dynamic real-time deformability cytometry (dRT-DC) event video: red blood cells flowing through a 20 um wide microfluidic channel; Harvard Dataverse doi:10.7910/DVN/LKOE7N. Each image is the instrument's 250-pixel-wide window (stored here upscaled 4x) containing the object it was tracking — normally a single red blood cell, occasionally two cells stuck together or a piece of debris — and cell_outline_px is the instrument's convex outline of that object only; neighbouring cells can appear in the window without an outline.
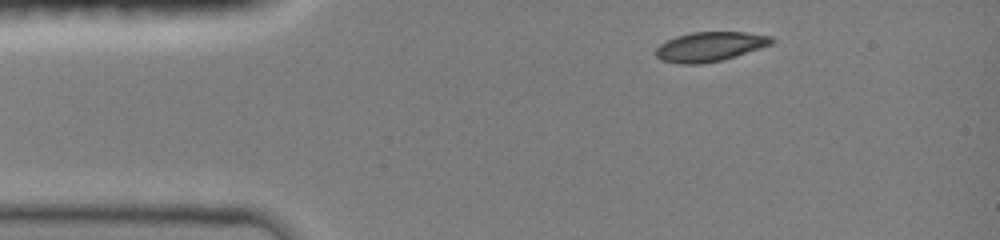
{"species": "common noctule bat (a hibernating species)", "species_latin": "Nyctalus noctula", "temperature_condition": "room temperature", "stored_images_in_passage": 30, "camera_frame_rate_fps": 3000, "um_per_image_px": 0.085, "animal": {"sex": "female", "body_mass_g": 19.0, "forearm_length_mm": 51.5}, "frame": {"image": 1, "passage_image": 1, "time_ms": 0.0, "image_size_px": [1000, 240], "cell_outline_px": [[776, 40], [772, 44], [720, 60], [700, 64], [680, 64], [660, 60], [656, 56], [656, 48], [660, 44], [676, 36], [692, 32], [744, 32], [772, 36]], "centroid_in_image_um": [60.32, 3.96], "position_along_channel_um": 24.7, "area_um2": 19.71}}
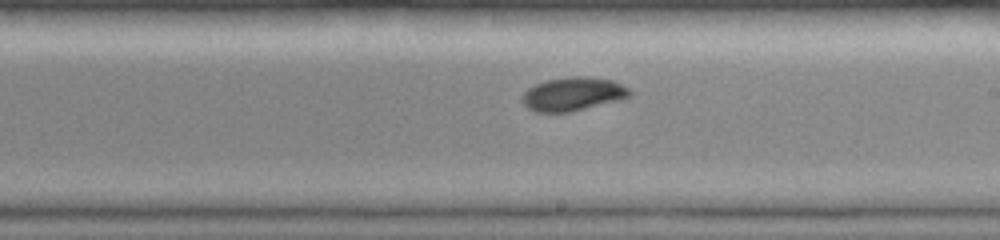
{"frame": {"image": 2, "passage_image": 17, "time_ms": 6.667, "image_size_px": [1000, 240], "cell_outline_px": [[632, 96], [620, 100], [568, 112], [536, 112], [528, 108], [520, 100], [520, 96], [528, 88], [536, 84], [548, 80], [572, 76], [588, 76], [612, 80], [628, 88], [632, 92]], "centroid_in_image_um": [48.69, 7.99], "position_along_channel_um": 240.3, "area_um2": 21.04}}
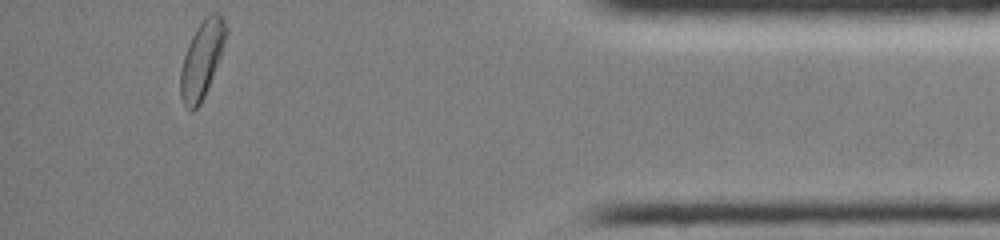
{"frame": {"image": 3, "passage_image": 30, "time_ms": 12.0, "image_size_px": [1000, 240], "cell_outline_px": [[228, 32], [220, 56], [204, 96], [200, 104], [192, 112], [188, 112], [180, 96], [180, 68], [188, 44], [196, 28], [212, 12], [220, 12], [224, 16], [228, 28]], "centroid_in_image_um": [17.16, 5.04], "position_along_channel_um": 418.0, "area_um2": 20.35}, "authors_computed_cell_mechanics": {"area_um2": 20.5479, "velocity_mm_per_s": 4.0418, "shape_relaxation_time_tau1_ms": 3.5097, "shape_relaxation_time_tau2_ms": 11.3418, "deformation_change_tau1": 0.1436, "deformation_change_tau2": 0.0874}}